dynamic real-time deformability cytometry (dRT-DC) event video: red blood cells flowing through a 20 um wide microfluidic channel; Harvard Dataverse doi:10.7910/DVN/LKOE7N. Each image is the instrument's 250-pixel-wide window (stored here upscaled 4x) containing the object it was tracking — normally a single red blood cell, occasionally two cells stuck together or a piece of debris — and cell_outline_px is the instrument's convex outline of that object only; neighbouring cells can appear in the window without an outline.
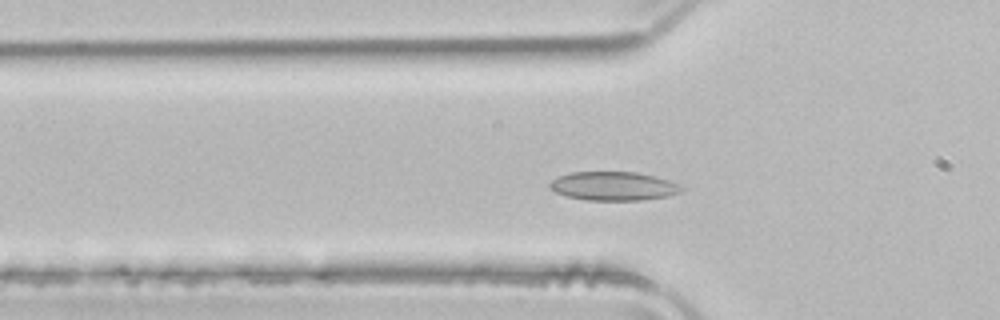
{"species": "common noctule bat (a hibernating species)", "species_latin": "Nyctalus noctula", "temperature_condition": "room temperature", "stored_images_in_passage": 49, "camera_frame_rate_fps": 3000, "um_per_image_px": 0.085, "animal": {"sex": "male", "body_mass_g": 21.5, "forearm_length_mm": 52.0}, "frame": {"image": 1, "passage_image": 13, "time_ms": 4.0, "image_size_px": [1000, 320], "cell_outline_px": [[684, 188], [680, 192], [668, 196], [644, 200], [588, 200], [568, 196], [556, 192], [548, 188], [548, 184], [552, 180], [560, 176], [572, 172], [636, 172], [668, 180]], "centroid_in_image_um": [52.12, 15.82], "position_along_channel_um": 73.7, "area_um2": 21.85}}
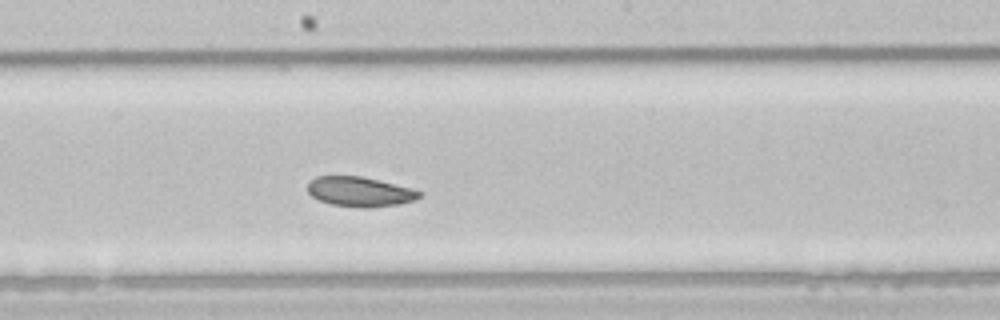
{"frame": {"image": 2, "passage_image": 24, "time_ms": 7.667, "image_size_px": [1000, 320], "cell_outline_px": [[424, 192], [416, 200], [400, 204], [368, 208], [364, 208], [332, 204], [320, 200], [312, 196], [308, 192], [308, 180], [316, 176], [360, 176], [412, 188]], "centroid_in_image_um": [30.6, 16.29], "position_along_channel_um": 217.6, "area_um2": 19.42}}
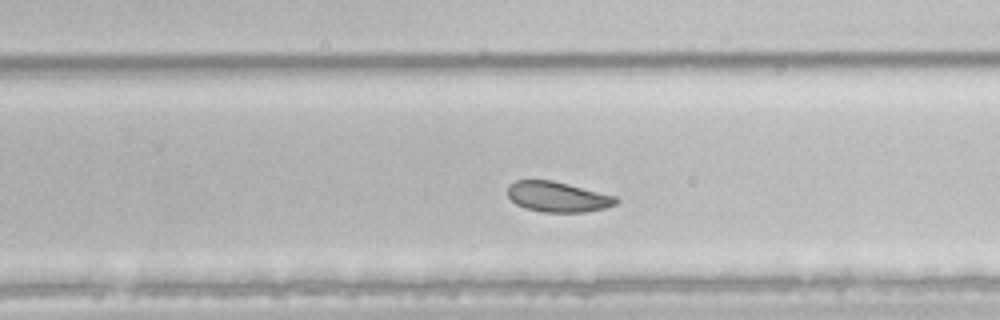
{"frame": {"image": 3, "passage_image": 29, "time_ms": 9.333, "image_size_px": [1000, 320], "cell_outline_px": [[620, 200], [616, 204], [604, 208], [584, 212], [544, 212], [524, 208], [516, 204], [508, 196], [508, 184], [516, 180], [552, 180], [616, 196]], "centroid_in_image_um": [47.39, 16.73], "position_along_channel_um": 282.4, "area_um2": 19.13}, "authors_computed_cell_mechanics": {"area_um2": 21.8484, "velocity_mm_per_s": 3.9135, "shape_relaxation_time_tau1_ms": 3.7282, "shape_relaxation_time_tau2_ms": 4.7976, "deformation_change_tau1": 0.0806, "deformation_change_tau2": 0.0977}}